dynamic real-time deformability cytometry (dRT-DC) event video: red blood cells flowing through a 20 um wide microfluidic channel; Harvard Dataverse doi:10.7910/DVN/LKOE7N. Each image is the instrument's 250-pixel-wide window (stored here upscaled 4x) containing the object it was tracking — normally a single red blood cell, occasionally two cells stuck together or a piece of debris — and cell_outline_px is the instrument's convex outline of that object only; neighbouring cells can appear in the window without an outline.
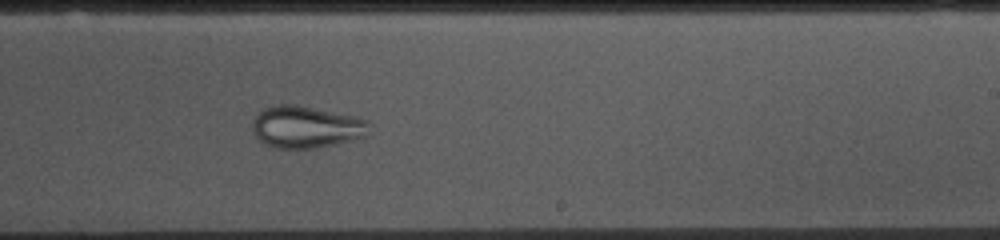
{"species": "common noctule bat (a hibernating species)", "species_latin": "Nyctalus noctula", "temperature_condition": "cold", "stored_images_in_passage": 53, "camera_frame_rate_fps": 3000, "um_per_image_px": 0.085, "animal": {"sex": "female", "body_mass_g": 10.0, "forearm_length_mm": 53.1}, "frame": {"image": 1, "passage_image": 31, "time_ms": 10.0, "image_size_px": [1000, 240], "cell_outline_px": [[372, 132], [364, 136], [352, 140], [316, 148], [276, 148], [264, 144], [256, 136], [252, 128], [252, 120], [260, 108], [276, 104], [296, 104], [360, 116], [368, 120]], "centroid_in_image_um": [26.04, 10.76], "position_along_channel_um": 263.0, "area_um2": 29.3}}
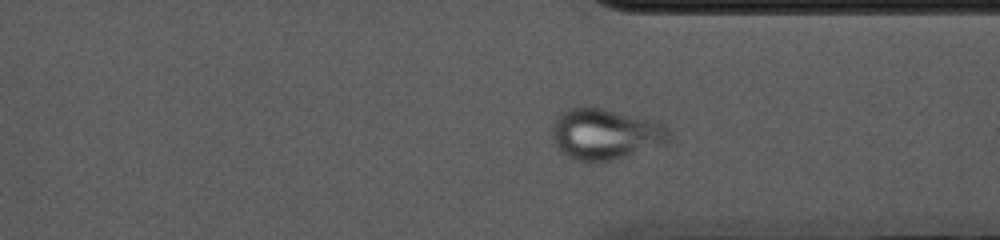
{"frame": {"image": 2, "passage_image": 39, "time_ms": 12.667, "image_size_px": [1000, 240], "cell_outline_px": [[668, 136], [664, 140], [612, 160], [576, 160], [564, 152], [556, 144], [552, 136], [552, 124], [568, 108], [600, 108], [636, 116], [652, 120], [664, 124], [668, 128]], "centroid_in_image_um": [51.37, 11.35], "position_along_channel_um": 360.0, "area_um2": 32.71}}
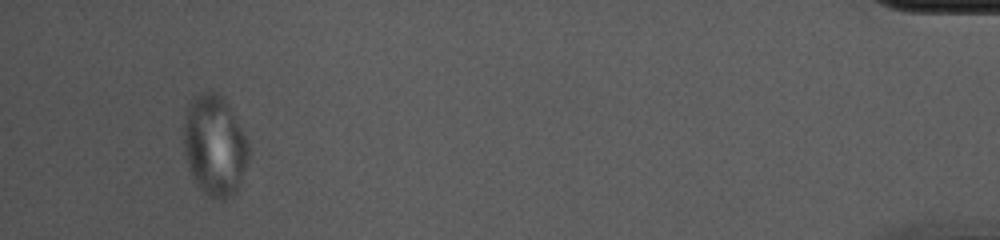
{"frame": {"image": 3, "passage_image": 50, "time_ms": 16.333, "image_size_px": [1000, 240], "cell_outline_px": [[248, 156], [236, 192], [228, 200], [216, 200], [208, 196], [200, 188], [192, 176], [184, 152], [184, 120], [188, 104], [200, 92], [216, 92], [228, 104], [248, 144]], "centroid_in_image_um": [18.21, 12.4], "position_along_channel_um": 417.0, "area_um2": 37.51}}